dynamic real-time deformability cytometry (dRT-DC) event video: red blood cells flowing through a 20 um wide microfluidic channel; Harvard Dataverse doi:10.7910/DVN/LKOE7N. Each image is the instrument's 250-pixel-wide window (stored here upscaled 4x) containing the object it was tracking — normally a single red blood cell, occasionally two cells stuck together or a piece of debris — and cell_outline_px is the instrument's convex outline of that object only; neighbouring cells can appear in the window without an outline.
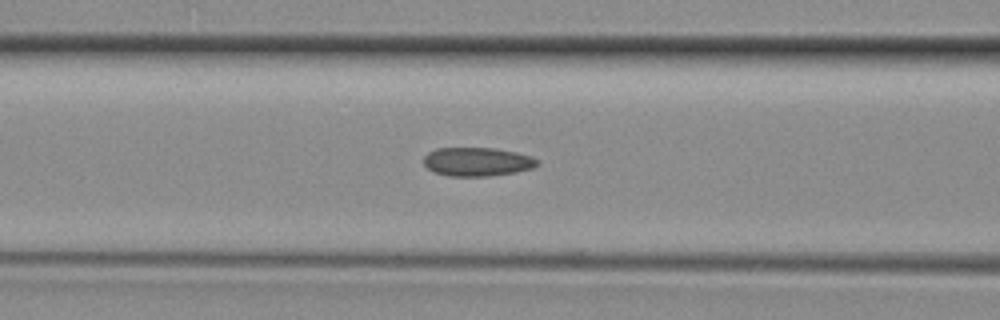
{"species": "common noctule bat (a hibernating species)", "species_latin": "Nyctalus noctula", "temperature_condition": "room temperature", "stored_images_in_passage": 33, "camera_frame_rate_fps": 3000, "um_per_image_px": 0.085, "animal": {"sex": "female", "body_mass_g": 29.2, "forearm_length_mm": 56.3}, "frame": {"image": 1, "passage_image": 15, "time_ms": 4.667, "image_size_px": [1000, 320], "cell_outline_px": [[540, 164], [532, 168], [516, 172], [488, 176], [448, 176], [432, 172], [424, 164], [424, 156], [428, 152], [436, 148], [496, 148], [516, 152], [532, 156]], "centroid_in_image_um": [40.55, 13.75], "position_along_channel_um": 126.1, "area_um2": 19.13}}
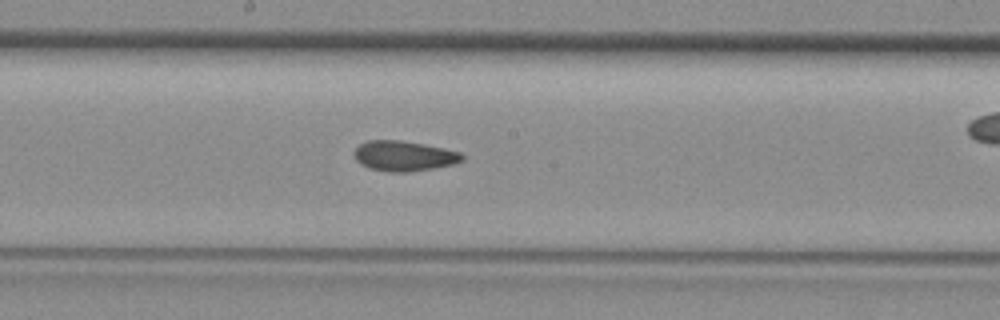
{"frame": {"image": 2, "passage_image": 20, "time_ms": 6.333, "image_size_px": [1000, 320], "cell_outline_px": [[464, 160], [452, 164], [432, 168], [408, 172], [388, 172], [372, 168], [356, 160], [352, 152], [360, 144], [368, 140], [400, 140], [424, 144], [444, 148], [460, 152], [464, 156]], "centroid_in_image_um": [34.34, 13.24], "position_along_channel_um": 213.9, "area_um2": 18.84}}
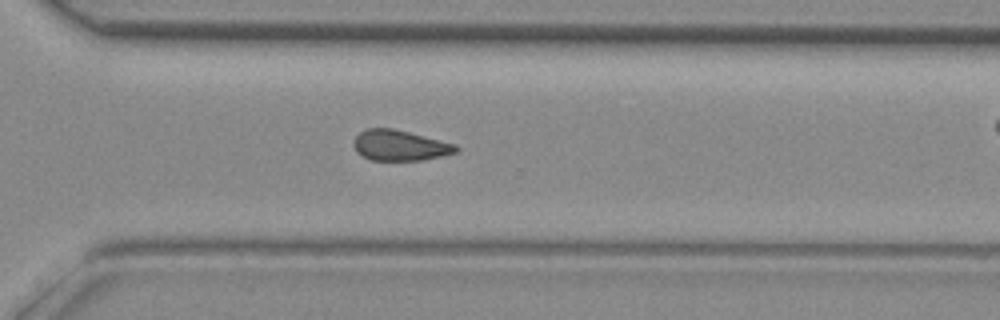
{"frame": {"image": 3, "passage_image": 27, "time_ms": 8.667, "image_size_px": [1000, 320], "cell_outline_px": [[460, 148], [456, 152], [440, 156], [420, 160], [372, 160], [356, 152], [352, 144], [356, 136], [360, 132], [368, 128], [392, 128], [456, 144]], "centroid_in_image_um": [33.97, 12.36], "position_along_channel_um": 336.6, "area_um2": 18.03}}